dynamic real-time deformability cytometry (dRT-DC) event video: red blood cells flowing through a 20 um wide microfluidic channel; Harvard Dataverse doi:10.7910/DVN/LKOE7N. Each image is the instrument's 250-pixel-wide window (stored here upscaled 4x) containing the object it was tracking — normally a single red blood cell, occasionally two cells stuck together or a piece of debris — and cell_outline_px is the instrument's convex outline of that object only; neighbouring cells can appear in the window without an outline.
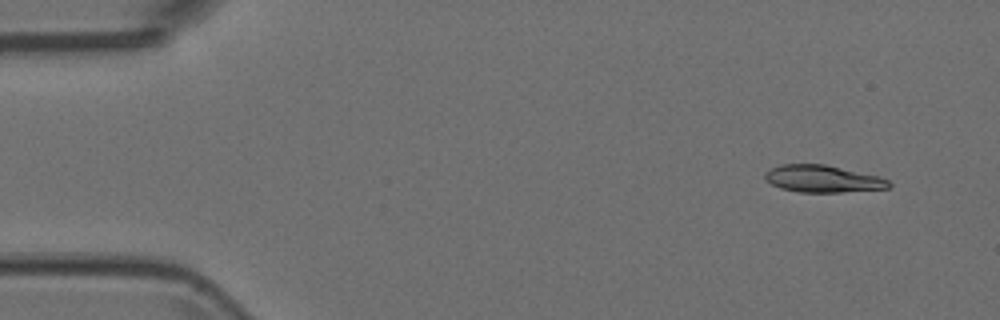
{"species": "Egyptian fruit bat (a non-hibernating species)", "species_latin": "Rousettus aegyptiacus", "temperature_condition": "room temperature", "stored_images_in_passage": 5, "segment_of_instrument_passage": [2, 2], "camera_frame_rate_fps": 3000, "um_per_image_px": 0.085, "animal": {"sex": "female"}, "frame": {"image": 1, "passage_image": 5, "time_ms": 1.333, "image_size_px": [1000, 320], "cell_outline_px": [[892, 184], [888, 188], [840, 192], [800, 192], [780, 188], [772, 184], [764, 176], [764, 172], [780, 164], [824, 164], [876, 176], [888, 180]], "centroid_in_image_um": [69.9, 15.2], "position_along_channel_um": 15.1, "area_um2": 19.25}}